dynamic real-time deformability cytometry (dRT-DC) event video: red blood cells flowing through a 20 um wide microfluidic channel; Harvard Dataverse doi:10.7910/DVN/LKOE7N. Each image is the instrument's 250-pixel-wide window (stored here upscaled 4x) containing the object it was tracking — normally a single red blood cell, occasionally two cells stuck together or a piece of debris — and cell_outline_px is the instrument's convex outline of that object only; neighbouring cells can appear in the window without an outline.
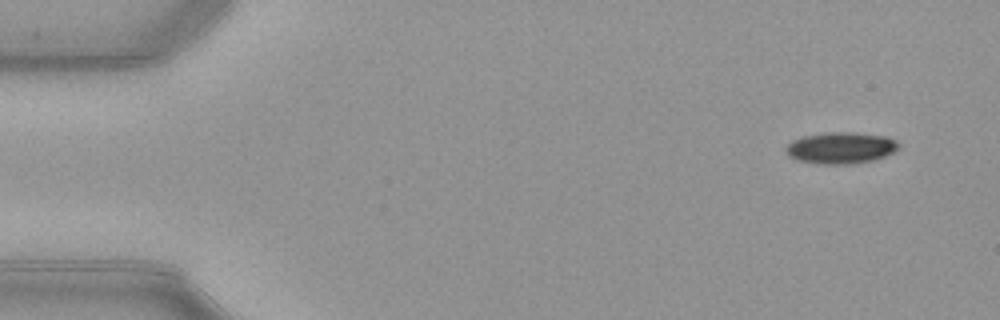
{"species": "common noctule bat (a hibernating species)", "species_latin": "Nyctalus noctula", "temperature_condition": "warm", "stored_images_in_passage": 52, "camera_frame_rate_fps": 3000, "um_per_image_px": 0.085, "animal": {"sex": "female", "body_mass_g": 21.9}, "frame": {"image": 1, "passage_image": 4, "time_ms": 1.0, "image_size_px": [1000, 320], "cell_outline_px": [[900, 148], [884, 156], [872, 160], [852, 164], [820, 164], [796, 160], [788, 156], [784, 148], [792, 140], [804, 136], [824, 132], [848, 132], [884, 136], [896, 140], [900, 144]], "centroid_in_image_um": [71.43, 12.57], "position_along_channel_um": 13.6, "area_um2": 20.75}}
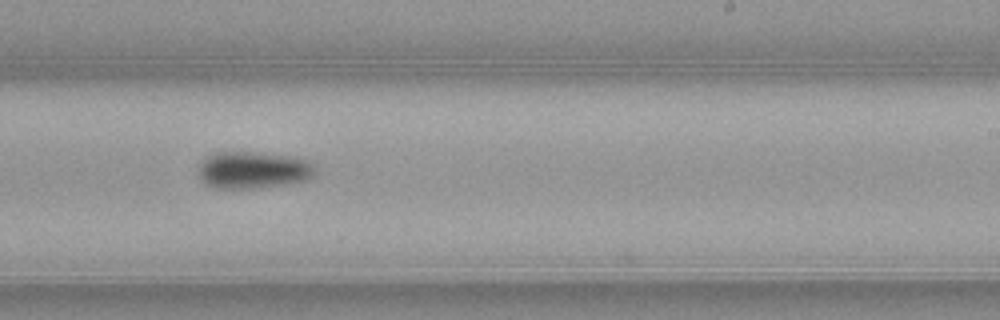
{"frame": {"image": 2, "passage_image": 32, "time_ms": 10.333, "image_size_px": [1000, 320], "cell_outline_px": [[316, 172], [308, 180], [284, 184], [256, 188], [216, 188], [204, 184], [200, 180], [196, 168], [204, 156], [216, 152], [248, 152], [288, 156], [308, 160], [312, 164]], "centroid_in_image_um": [21.43, 14.45], "position_along_channel_um": 267.6, "area_um2": 25.37}}
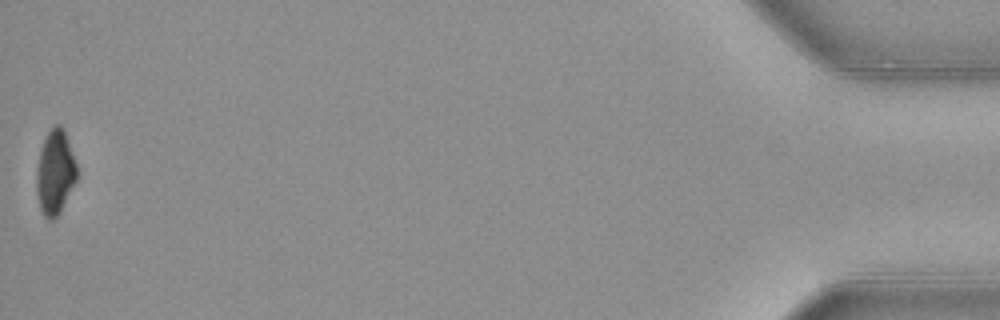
{"frame": {"image": 3, "passage_image": 52, "time_ms": 17.0, "image_size_px": [1000, 320], "cell_outline_px": [[76, 180], [60, 212], [52, 220], [48, 220], [44, 216], [40, 208], [36, 192], [36, 172], [40, 152], [44, 140], [48, 132], [56, 124], [60, 124], [64, 128], [76, 164]], "centroid_in_image_um": [4.67, 14.66], "position_along_channel_um": 430.5, "area_um2": 19.59}, "authors_computed_cell_mechanics": {"area_um2": 22.4553, "velocity_mm_per_s": 3.9946, "shape_relaxation_time_tau1_ms": 3.3374, "shape_relaxation_time_tau2_ms": null, "deformation_change_tau1": 0.1202, "deformation_change_tau2": null}}